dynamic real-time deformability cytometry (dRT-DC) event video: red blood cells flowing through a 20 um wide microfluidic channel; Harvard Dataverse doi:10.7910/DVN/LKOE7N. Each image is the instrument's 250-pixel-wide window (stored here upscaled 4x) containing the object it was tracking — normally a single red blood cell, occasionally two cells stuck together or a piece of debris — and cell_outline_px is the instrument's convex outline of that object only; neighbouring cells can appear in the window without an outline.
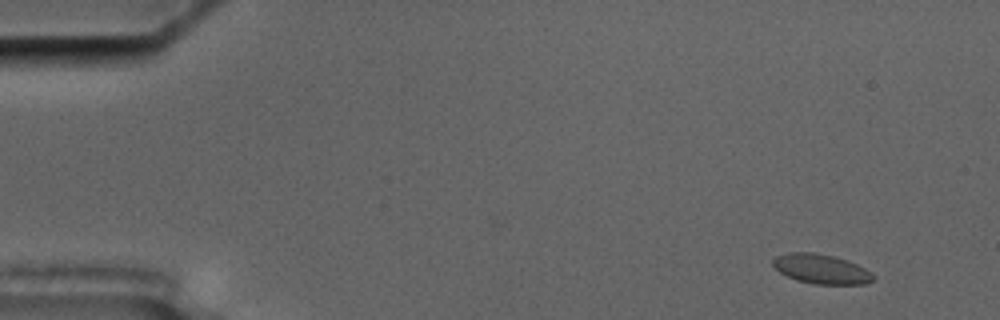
{"species": "common noctule bat (a hibernating species)", "species_latin": "Nyctalus noctula", "temperature_condition": "cold", "stored_images_in_passage": 5, "camera_frame_rate_fps": 3000, "um_per_image_px": 0.085, "animal": {"sex": "male", "body_mass_g": 17.5, "forearm_length_mm": 52.3}, "frame": {"image": 1, "passage_image": 1, "time_ms": 0.0, "image_size_px": [1000, 320], "cell_outline_px": [[876, 276], [872, 280], [864, 284], [812, 284], [796, 280], [780, 272], [772, 264], [772, 260], [776, 256], [788, 252], [812, 252], [832, 256], [848, 260], [864, 268]], "centroid_in_image_um": [69.79, 22.86], "position_along_channel_um": 15.2, "area_um2": 17.22}}